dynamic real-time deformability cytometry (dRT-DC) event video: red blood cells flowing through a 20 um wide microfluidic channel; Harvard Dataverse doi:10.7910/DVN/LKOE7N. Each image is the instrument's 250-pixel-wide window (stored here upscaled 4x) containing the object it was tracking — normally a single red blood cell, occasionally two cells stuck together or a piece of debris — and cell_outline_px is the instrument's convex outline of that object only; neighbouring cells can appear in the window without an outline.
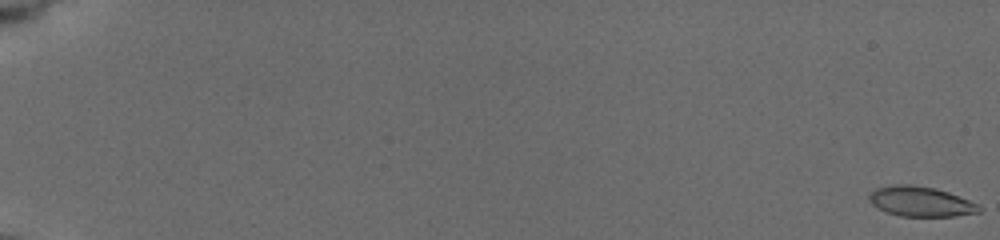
{"species": "common noctule bat (a hibernating species)", "species_latin": "Nyctalus noctula", "temperature_condition": "cold", "stored_images_in_passage": 24, "camera_frame_rate_fps": 3000, "um_per_image_px": 0.085, "animal": {"sex": "female", "body_mass_g": 19.5, "forearm_length_mm": 54.1}, "frame": {"image": 1, "passage_image": 1, "time_ms": 0.0, "image_size_px": [1000, 240], "cell_outline_px": [[980, 212], [956, 216], [900, 216], [876, 208], [872, 204], [868, 196], [876, 188], [892, 184], [912, 184], [936, 188], [948, 192], [980, 204]], "centroid_in_image_um": [78.26, 17.12], "position_along_channel_um": 6.7, "area_um2": 19.31}}